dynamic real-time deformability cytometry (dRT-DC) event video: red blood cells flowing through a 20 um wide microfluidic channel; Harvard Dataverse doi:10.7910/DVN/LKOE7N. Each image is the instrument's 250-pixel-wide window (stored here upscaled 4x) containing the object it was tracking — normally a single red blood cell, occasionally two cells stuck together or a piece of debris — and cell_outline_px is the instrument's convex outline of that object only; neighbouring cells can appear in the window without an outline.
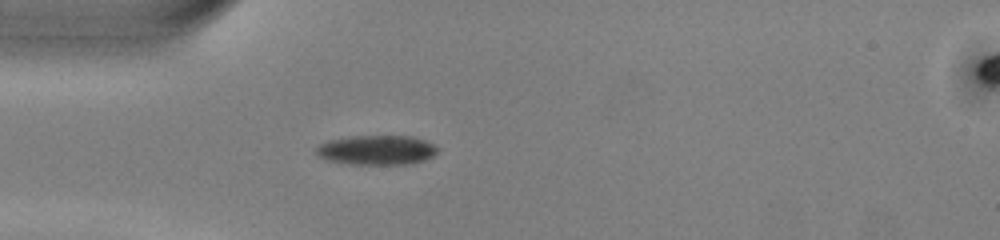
{"species": "common noctule bat (a hibernating species)", "species_latin": "Nyctalus noctula", "temperature_condition": "warm", "stored_images_in_passage": 37, "camera_frame_rate_fps": 3000, "um_per_image_px": 0.085, "animal": {"sex": "male", "body_mass_g": 13.0, "forearm_length_mm": 53.1}, "frame": {"image": 1, "passage_image": 1, "time_ms": 0.0, "image_size_px": [1000, 240], "cell_outline_px": [[440, 148], [432, 156], [424, 160], [412, 164], [348, 164], [324, 160], [316, 156], [316, 148], [320, 144], [328, 140], [348, 136], [412, 136], [424, 140]], "centroid_in_image_um": [31.97, 12.76], "position_along_channel_um": 53.0, "area_um2": 21.15}}
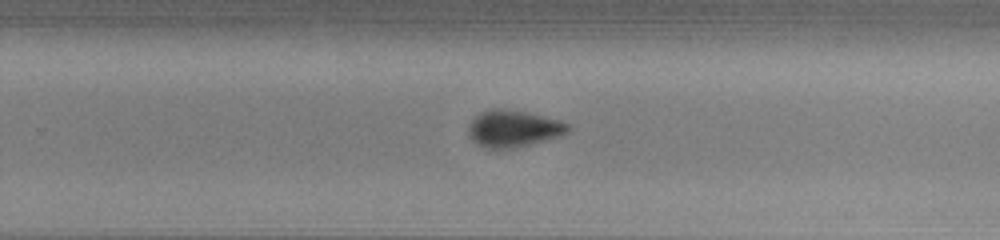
{"frame": {"image": 2, "passage_image": 19, "time_ms": 6.0, "image_size_px": [1000, 240], "cell_outline_px": [[572, 128], [568, 132], [560, 136], [528, 144], [508, 148], [484, 148], [476, 144], [472, 140], [468, 132], [468, 124], [480, 112], [492, 108], [504, 108], [524, 112], [560, 120], [568, 124]], "centroid_in_image_um": [43.61, 10.92], "position_along_channel_um": 286.2, "area_um2": 21.21}}
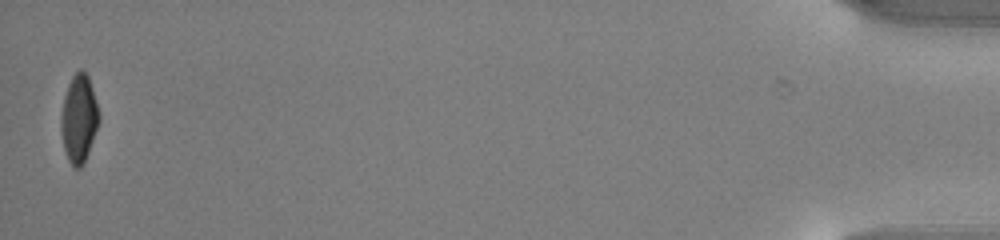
{"frame": {"image": 3, "passage_image": 37, "time_ms": 12.0, "image_size_px": [1000, 240], "cell_outline_px": [[100, 120], [84, 164], [80, 168], [72, 168], [68, 160], [64, 148], [60, 128], [60, 116], [64, 96], [68, 84], [72, 76], [80, 68], [88, 76], [100, 112]], "centroid_in_image_um": [6.7, 10.1], "position_along_channel_um": 428.5, "area_um2": 19.65}, "authors_computed_cell_mechanics": {"area_um2": 21.2126, "velocity_mm_per_s": 4.0191, "shape_relaxation_time_tau1_ms": 2.441, "shape_relaxation_time_tau2_ms": 3.5491, "deformation_change_tau1": 0.1269, "deformation_change_tau2": 0.0657}}